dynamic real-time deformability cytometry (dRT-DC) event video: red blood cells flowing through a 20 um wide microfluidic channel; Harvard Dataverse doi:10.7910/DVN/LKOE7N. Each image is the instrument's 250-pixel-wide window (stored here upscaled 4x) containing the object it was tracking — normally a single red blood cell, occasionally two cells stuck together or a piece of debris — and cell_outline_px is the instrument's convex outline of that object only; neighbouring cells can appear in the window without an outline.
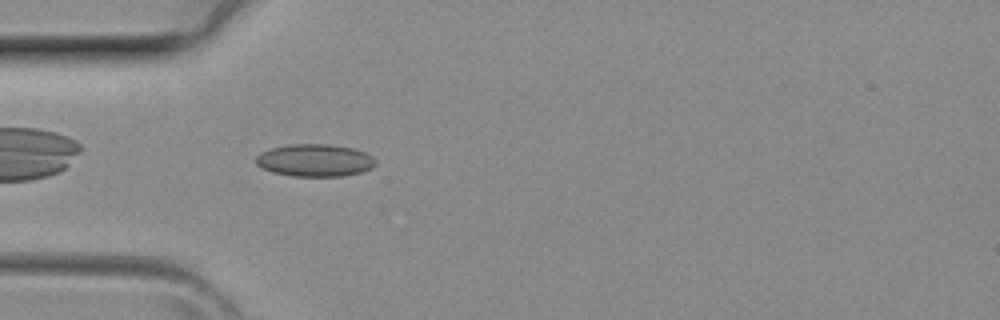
{"species": "common noctule bat (a hibernating species)", "species_latin": "Nyctalus noctula", "temperature_condition": "room temperature", "stored_images_in_passage": 2, "camera_frame_rate_fps": 3000, "um_per_image_px": 0.085, "animal": {"sex": "female", "body_mass_g": 29.2, "forearm_length_mm": 56.3}, "frame": {"image": 1, "passage_image": 2, "time_ms": 0.333, "image_size_px": [1000, 320], "cell_outline_px": [[376, 164], [372, 168], [360, 172], [344, 176], [292, 176], [272, 172], [256, 164], [256, 156], [260, 152], [272, 148], [288, 144], [328, 144], [352, 148], [364, 152], [372, 156], [376, 160]], "centroid_in_image_um": [26.76, 13.63], "position_along_channel_um": 58.2, "area_um2": 22.6}}